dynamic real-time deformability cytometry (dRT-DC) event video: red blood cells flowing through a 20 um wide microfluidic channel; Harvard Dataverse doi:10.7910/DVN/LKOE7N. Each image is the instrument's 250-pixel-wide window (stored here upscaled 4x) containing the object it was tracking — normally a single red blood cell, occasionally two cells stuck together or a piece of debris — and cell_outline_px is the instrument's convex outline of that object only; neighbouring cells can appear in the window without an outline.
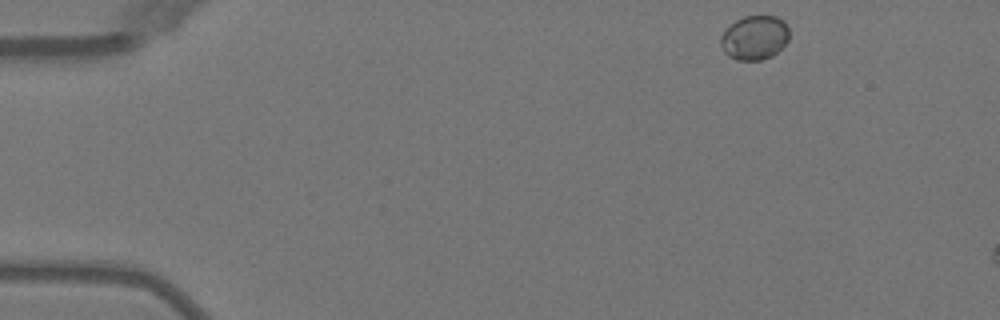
{"species": "Egyptian fruit bat (a non-hibernating species)", "species_latin": "Rousettus aegyptiacus", "temperature_condition": "warm", "stored_images_in_passage": 4, "camera_frame_rate_fps": 3000, "um_per_image_px": 0.085, "animal": {"sex": "female"}, "frame": {"image": 1, "passage_image": 1, "time_ms": 0.0, "image_size_px": [1000, 320], "cell_outline_px": [[788, 40], [772, 56], [760, 60], [736, 60], [728, 56], [724, 52], [720, 44], [720, 36], [736, 20], [744, 16], [776, 16], [784, 20], [788, 28]], "centroid_in_image_um": [64.13, 3.2], "position_along_channel_um": 20.9, "area_um2": 17.57}}